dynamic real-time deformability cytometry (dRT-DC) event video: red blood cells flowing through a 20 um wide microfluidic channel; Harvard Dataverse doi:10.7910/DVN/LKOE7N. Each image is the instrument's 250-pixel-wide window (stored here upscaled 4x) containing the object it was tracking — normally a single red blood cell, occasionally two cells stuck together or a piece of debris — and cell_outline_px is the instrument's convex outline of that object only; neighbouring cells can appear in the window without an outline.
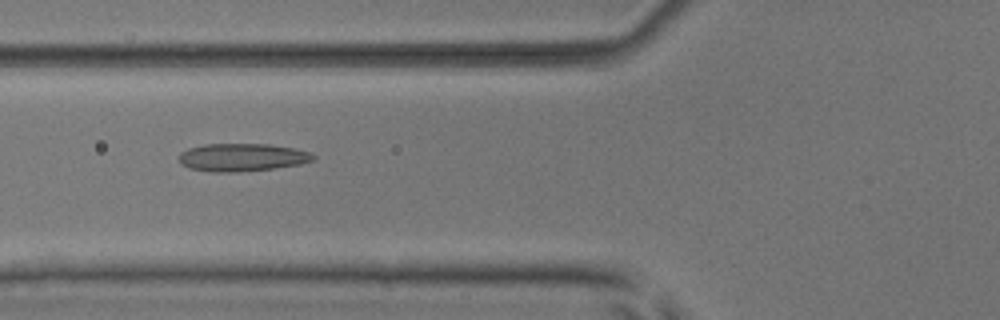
{"species": "common noctule bat (a hibernating species)", "species_latin": "Nyctalus noctula", "temperature_condition": "room temperature", "stored_images_in_passage": 6, "camera_frame_rate_fps": 3000, "um_per_image_px": 0.085, "animal": {"sex": "male", "body_mass_g": 17.9, "forearm_length_mm": 54.2}, "frame": {"image": 1, "passage_image": 4, "time_ms": 3.333, "image_size_px": [1000, 320], "cell_outline_px": [[316, 160], [300, 164], [272, 168], [240, 172], [212, 172], [188, 168], [180, 164], [176, 156], [180, 152], [188, 148], [204, 144], [268, 144], [292, 148], [312, 152], [316, 156]], "centroid_in_image_um": [20.54, 13.37], "position_along_channel_um": 105.3, "area_um2": 22.08}}
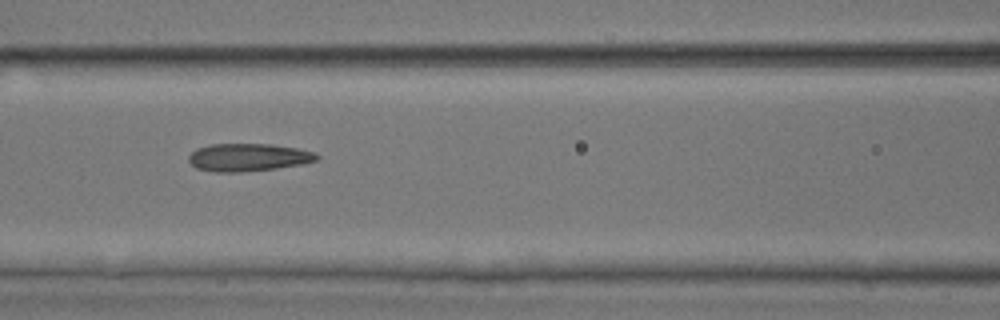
{"frame": {"image": 2, "passage_image": 5, "time_ms": 4.333, "image_size_px": [1000, 320], "cell_outline_px": [[320, 156], [316, 160], [304, 164], [276, 168], [240, 172], [212, 172], [196, 168], [188, 160], [188, 156], [196, 148], [208, 144], [272, 144], [296, 148], [312, 152]], "centroid_in_image_um": [21.06, 13.37], "position_along_channel_um": 145.5, "area_um2": 20.75}}